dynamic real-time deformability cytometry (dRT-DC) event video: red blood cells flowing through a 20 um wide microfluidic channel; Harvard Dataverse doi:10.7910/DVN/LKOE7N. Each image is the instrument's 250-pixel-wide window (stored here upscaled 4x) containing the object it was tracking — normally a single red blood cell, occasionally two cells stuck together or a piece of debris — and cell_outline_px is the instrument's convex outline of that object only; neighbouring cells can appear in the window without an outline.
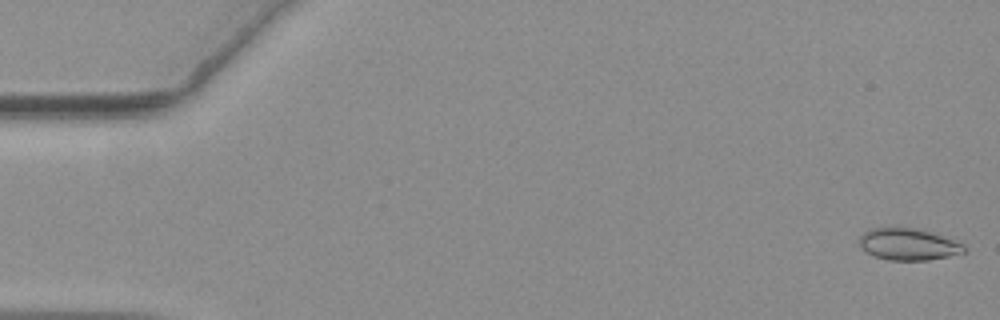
{"species": "common noctule bat (a hibernating species)", "species_latin": "Nyctalus noctula", "temperature_condition": "warm", "stored_images_in_passage": 57, "camera_frame_rate_fps": 3000, "um_per_image_px": 0.085, "animal": {"sex": "female", "body_mass_g": 19.3, "forearm_length_mm": 54.1}, "frame": {"image": 1, "passage_image": 1, "time_ms": 0.0, "image_size_px": [1000, 320], "cell_outline_px": [[964, 252], [948, 256], [928, 260], [888, 260], [872, 256], [864, 252], [860, 248], [860, 236], [864, 232], [872, 228], [900, 224], [928, 232], [964, 244]], "centroid_in_image_um": [77.1, 20.74], "position_along_channel_um": 7.9, "area_um2": 19.71}}
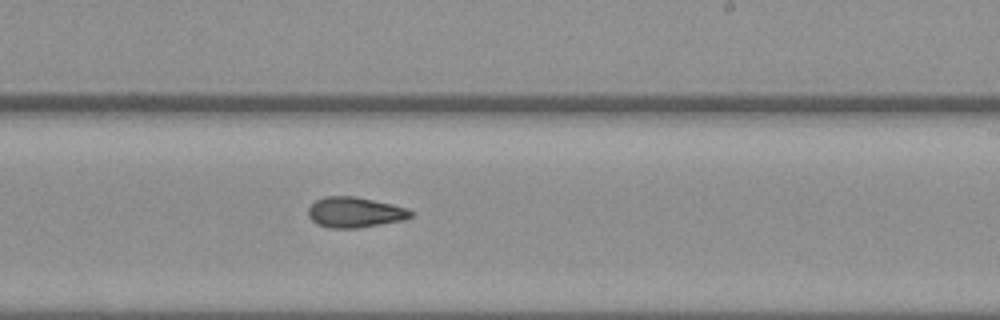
{"frame": {"image": 2, "passage_image": 34, "time_ms": 11.0, "image_size_px": [1000, 320], "cell_outline_px": [[412, 216], [404, 220], [356, 228], [328, 228], [316, 224], [308, 216], [308, 208], [316, 200], [324, 196], [356, 196], [392, 204], [408, 208], [412, 212]], "centroid_in_image_um": [30.14, 18.04], "position_along_channel_um": 258.9, "area_um2": 18.26}}
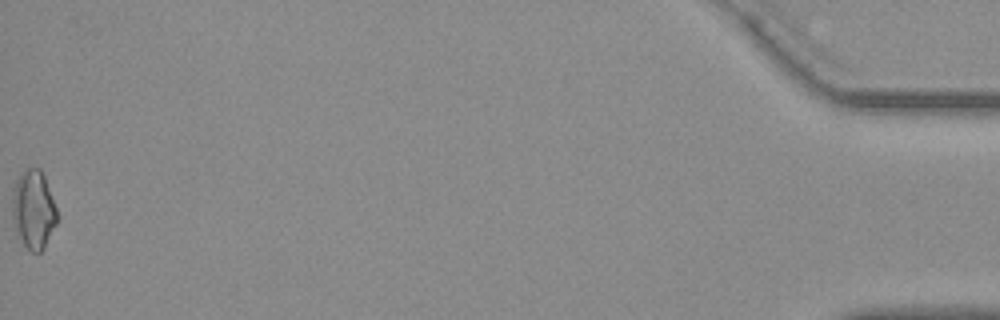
{"frame": {"image": 3, "passage_image": 57, "time_ms": 18.667, "image_size_px": [1000, 320], "cell_outline_px": [[56, 224], [44, 248], [40, 252], [32, 252], [24, 244], [12, 220], [12, 200], [16, 180], [28, 168], [40, 168], [44, 176], [56, 208]], "centroid_in_image_um": [2.85, 17.82], "position_along_channel_um": 432.4, "area_um2": 19.94}, "authors_computed_cell_mechanics": {"area_um2": 18.2648, "velocity_mm_per_s": 3.6394, "shape_relaxation_time_tau1_ms": null, "shape_relaxation_time_tau2_ms": 3.9302, "deformation_change_tau1": null, "deformation_change_tau2": 0.11}}